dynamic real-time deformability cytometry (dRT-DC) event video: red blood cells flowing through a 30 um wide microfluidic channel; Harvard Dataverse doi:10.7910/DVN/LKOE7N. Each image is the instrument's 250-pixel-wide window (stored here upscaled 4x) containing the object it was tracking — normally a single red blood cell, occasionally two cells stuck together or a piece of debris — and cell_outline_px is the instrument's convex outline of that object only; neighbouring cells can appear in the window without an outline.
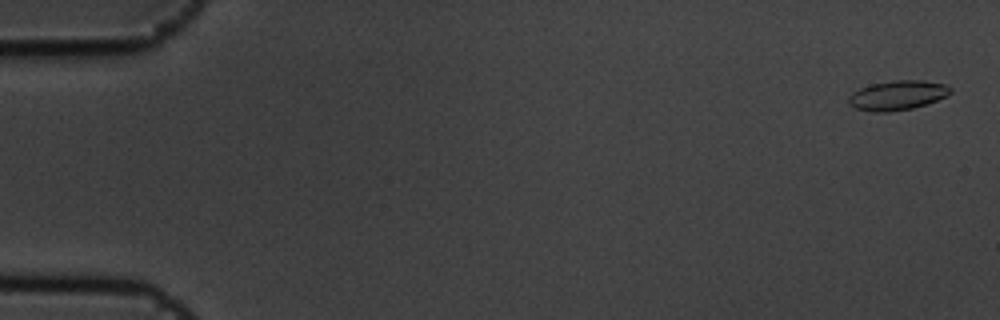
{"species": "common noctule bat (a hibernating species)", "species_latin": "Nyctalus noctula", "temperature_condition": "cold", "stored_images_in_passage": 6, "segment_of_instrument_passage": [1, 2], "camera_frame_rate_fps": 3000, "um_per_image_px": 0.085, "animal": {"sex": "male", "body_mass_g": 19.5, "forearm_length_mm": 54.6}, "frame": {"image": 1, "passage_image": 1, "time_ms": 0.0, "image_size_px": [1000, 320], "cell_outline_px": [[952, 92], [948, 96], [912, 108], [888, 112], [872, 112], [856, 108], [848, 104], [848, 96], [852, 92], [860, 88], [872, 84], [896, 80], [924, 80], [948, 84], [952, 88]], "centroid_in_image_um": [76.3, 8.09], "position_along_channel_um": 8.7, "area_um2": 17.63}}